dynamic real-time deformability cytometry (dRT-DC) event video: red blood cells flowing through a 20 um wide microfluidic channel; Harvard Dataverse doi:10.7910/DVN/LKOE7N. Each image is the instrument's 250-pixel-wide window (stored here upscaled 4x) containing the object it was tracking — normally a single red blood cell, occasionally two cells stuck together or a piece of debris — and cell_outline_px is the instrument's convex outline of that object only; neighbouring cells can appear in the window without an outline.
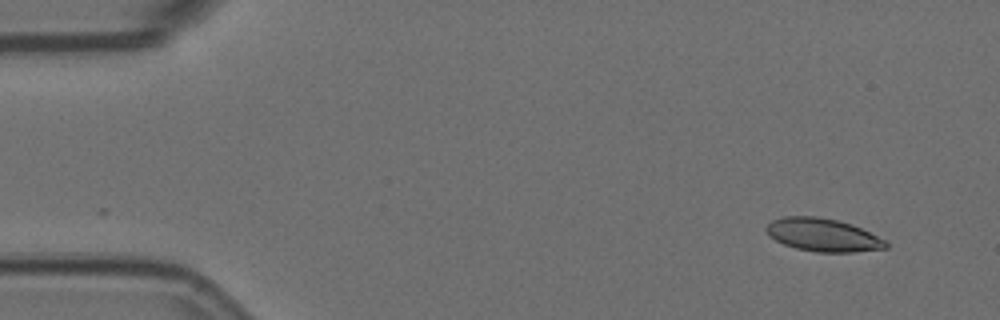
{"species": "Egyptian fruit bat (a non-hibernating species)", "species_latin": "Rousettus aegyptiacus", "temperature_condition": "room temperature", "stored_images_in_passage": 4, "camera_frame_rate_fps": 3000, "um_per_image_px": 0.085, "animal": {"sex": "female"}, "frame": {"image": 1, "passage_image": 1, "time_ms": 0.0, "image_size_px": [1000, 320], "cell_outline_px": [[888, 248], [852, 252], [816, 252], [796, 248], [784, 244], [768, 236], [764, 228], [772, 220], [784, 216], [816, 216], [836, 220], [852, 224], [888, 240]], "centroid_in_image_um": [69.96, 19.97], "position_along_channel_um": 15.0, "area_um2": 23.18}}
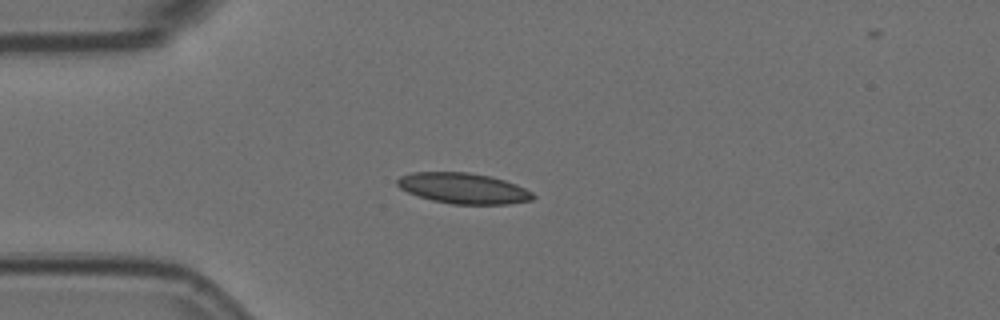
{"frame": {"image": 2, "passage_image": 4, "time_ms": 1.0, "image_size_px": [1000, 320], "cell_outline_px": [[536, 196], [532, 200], [508, 204], [452, 204], [432, 200], [408, 192], [400, 188], [396, 184], [396, 180], [400, 176], [412, 172], [468, 172], [488, 176], [504, 180], [516, 184], [532, 192]], "centroid_in_image_um": [39.38, 16.0], "position_along_channel_um": 45.6, "area_um2": 24.16}}